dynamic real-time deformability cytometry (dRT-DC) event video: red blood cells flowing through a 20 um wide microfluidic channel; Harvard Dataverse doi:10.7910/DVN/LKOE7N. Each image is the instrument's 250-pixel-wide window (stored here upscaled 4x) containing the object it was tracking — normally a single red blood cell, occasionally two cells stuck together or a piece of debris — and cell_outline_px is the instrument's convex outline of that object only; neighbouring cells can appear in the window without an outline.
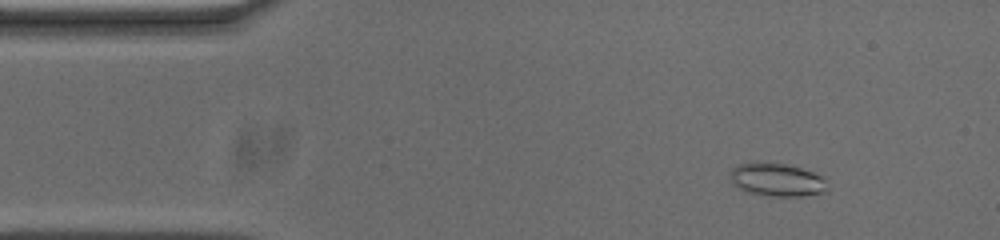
{"species": "common noctule bat (a hibernating species)", "species_latin": "Nyctalus noctula", "temperature_condition": "cold", "stored_images_in_passage": 53, "camera_frame_rate_fps": 3000, "um_per_image_px": 0.085, "animal": {"sex": "male", "body_mass_g": 20.0, "forearm_length_mm": 53.3}, "frame": {"image": 1, "passage_image": 5, "time_ms": 1.333, "image_size_px": [1000, 240], "cell_outline_px": [[828, 192], [800, 196], [772, 196], [752, 192], [740, 188], [732, 184], [728, 176], [740, 164], [756, 160], [788, 164], [812, 172], [820, 176], [824, 180], [828, 188]], "centroid_in_image_um": [66.04, 15.25], "position_along_channel_um": 19.0, "area_um2": 18.79}}
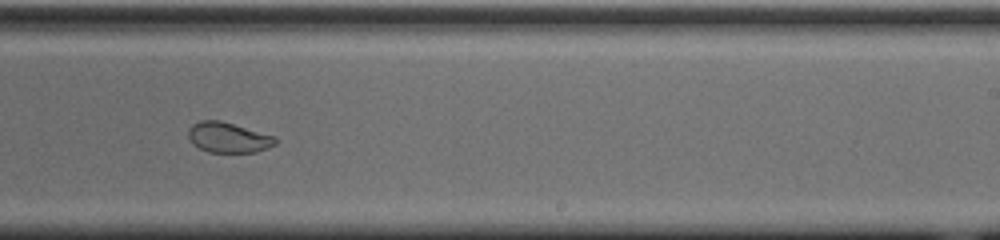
{"frame": {"image": 2, "passage_image": 31, "time_ms": 10.0, "image_size_px": [1000, 240], "cell_outline_px": [[276, 144], [268, 148], [256, 152], [208, 152], [192, 144], [188, 136], [188, 132], [192, 124], [200, 120], [220, 120], [276, 136]], "centroid_in_image_um": [19.41, 11.68], "position_along_channel_um": 269.6, "area_um2": 15.43}}
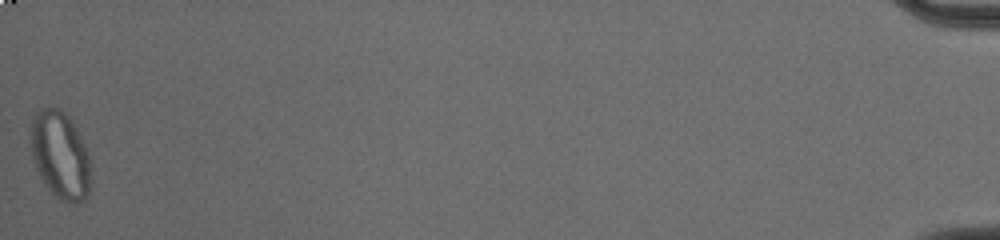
{"frame": {"image": 3, "passage_image": 53, "time_ms": 17.333, "image_size_px": [1000, 240], "cell_outline_px": [[92, 164], [88, 196], [84, 200], [76, 204], [68, 204], [60, 200], [48, 188], [40, 176], [36, 168], [32, 156], [32, 120], [36, 112], [40, 108], [60, 108], [72, 120], [88, 148]], "centroid_in_image_um": [5.18, 13.21], "position_along_channel_um": 430.0, "area_um2": 31.04}, "authors_computed_cell_mechanics": {"area_um2": 18.1492, "velocity_mm_per_s": 3.6929, "shape_relaxation_time_tau1_ms": null, "shape_relaxation_time_tau2_ms": 1.3268, "deformation_change_tau1": null, "deformation_change_tau2": 0.0528}}